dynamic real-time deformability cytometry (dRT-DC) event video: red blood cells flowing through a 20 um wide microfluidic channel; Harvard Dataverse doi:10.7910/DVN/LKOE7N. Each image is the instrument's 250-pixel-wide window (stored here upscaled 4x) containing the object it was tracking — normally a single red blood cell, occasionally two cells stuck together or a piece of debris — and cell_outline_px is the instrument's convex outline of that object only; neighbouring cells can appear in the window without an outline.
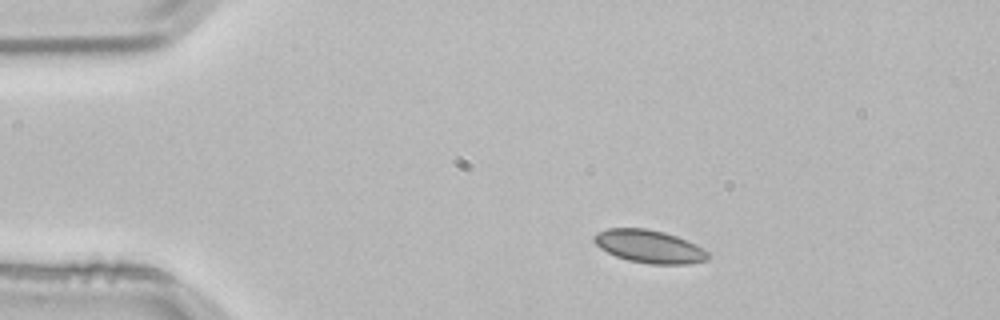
{"species": "common noctule bat (a hibernating species)", "species_latin": "Nyctalus noctula", "temperature_condition": "room temperature", "stored_images_in_passage": 2, "camera_frame_rate_fps": 3000, "um_per_image_px": 0.085, "animal": {"sex": "male", "body_mass_g": 21.5, "forearm_length_mm": 52.0}, "frame": {"image": 1, "passage_image": 1, "time_ms": 0.0, "image_size_px": [1000, 320], "cell_outline_px": [[708, 260], [688, 264], [652, 264], [628, 260], [616, 256], [600, 248], [592, 240], [592, 236], [596, 232], [608, 228], [644, 228], [664, 232], [676, 236], [696, 244], [704, 248], [708, 252]], "centroid_in_image_um": [55.17, 20.94], "position_along_channel_um": 29.8, "area_um2": 21.91}}